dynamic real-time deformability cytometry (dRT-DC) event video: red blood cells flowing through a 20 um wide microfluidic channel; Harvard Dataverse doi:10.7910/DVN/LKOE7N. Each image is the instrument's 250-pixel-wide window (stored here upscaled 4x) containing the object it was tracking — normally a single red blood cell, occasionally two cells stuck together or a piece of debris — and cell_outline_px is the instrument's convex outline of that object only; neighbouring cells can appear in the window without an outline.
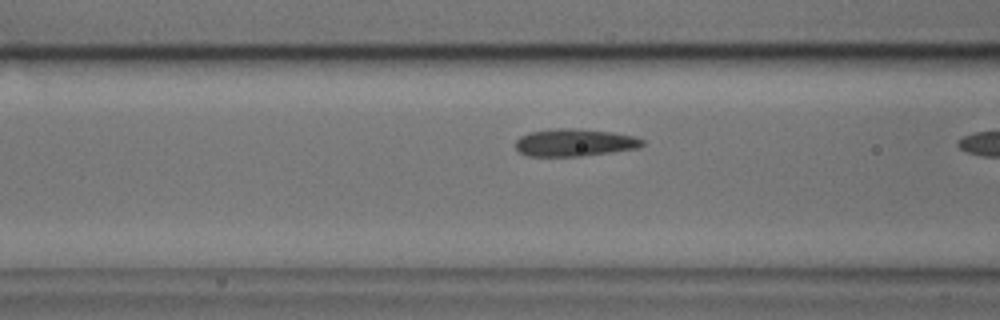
{"species": "common noctule bat (a hibernating species)", "species_latin": "Nyctalus noctula", "temperature_condition": "cold", "stored_images_in_passage": 18, "camera_frame_rate_fps": 3000, "um_per_image_px": 0.085, "animal": {"sex": "male", "body_mass_g": 17.9, "forearm_length_mm": 54.2}, "frame": {"image": 1, "passage_image": 17, "time_ms": 5.333, "image_size_px": [1000, 320], "cell_outline_px": [[644, 144], [640, 148], [584, 156], [528, 156], [520, 152], [516, 148], [516, 140], [520, 136], [528, 132], [556, 128], [576, 128], [612, 132], [636, 136], [644, 140]], "centroid_in_image_um": [48.86, 12.11], "position_along_channel_um": 117.7, "area_um2": 20.52}}